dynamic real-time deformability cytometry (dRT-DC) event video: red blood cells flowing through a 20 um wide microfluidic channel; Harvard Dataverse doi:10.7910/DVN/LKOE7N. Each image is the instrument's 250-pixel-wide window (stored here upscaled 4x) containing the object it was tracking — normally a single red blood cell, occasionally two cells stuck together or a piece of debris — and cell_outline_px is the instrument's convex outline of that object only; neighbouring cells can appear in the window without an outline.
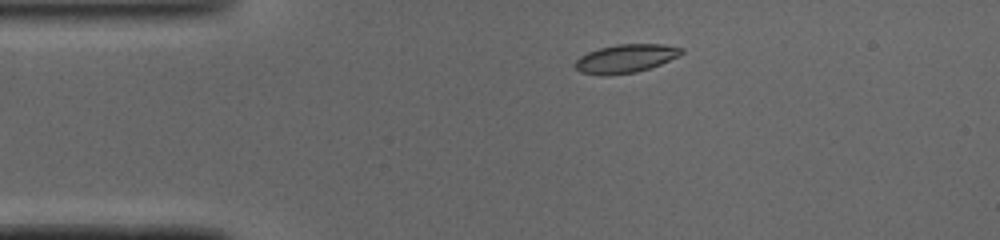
{"species": "common noctule bat (a hibernating species)", "species_latin": "Nyctalus noctula", "temperature_condition": "cold", "stored_images_in_passage": 40, "camera_frame_rate_fps": 3000, "um_per_image_px": 0.085, "animal": {"sex": "male", "body_mass_g": 19.0, "forearm_length_mm": 50.8}, "frame": {"image": 1, "passage_image": 1, "time_ms": 0.0, "image_size_px": [1000, 240], "cell_outline_px": [[684, 52], [660, 64], [636, 72], [608, 76], [600, 76], [580, 72], [576, 68], [576, 60], [580, 56], [588, 52], [600, 48], [616, 44], [664, 44], [684, 48]], "centroid_in_image_um": [53.16, 4.98], "position_along_channel_um": 31.8, "area_um2": 17.57}}
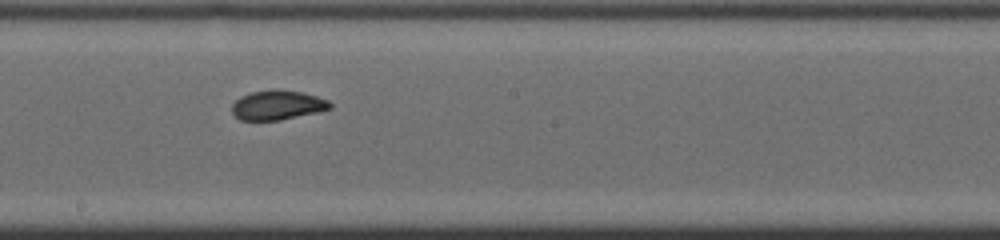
{"frame": {"image": 2, "passage_image": 18, "time_ms": 5.667, "image_size_px": [1000, 240], "cell_outline_px": [[332, 108], [316, 112], [280, 120], [240, 120], [232, 112], [232, 104], [240, 96], [252, 92], [276, 88], [300, 92], [316, 96], [328, 100], [332, 104]], "centroid_in_image_um": [23.57, 8.92], "position_along_channel_um": 224.6, "area_um2": 16.82}}
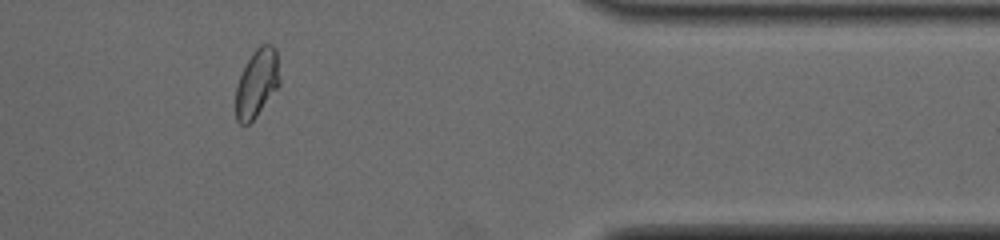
{"frame": {"image": 3, "passage_image": 32, "time_ms": 10.333, "image_size_px": [1000, 240], "cell_outline_px": [[280, 84], [256, 116], [248, 124], [240, 124], [236, 120], [236, 88], [240, 76], [252, 52], [260, 44], [272, 44], [276, 48], [280, 80]], "centroid_in_image_um": [21.84, 7.04], "position_along_channel_um": 389.6, "area_um2": 17.28}, "authors_computed_cell_mechanics": {"area_um2": 17.1666, "velocity_mm_per_s": 4.0777, "shape_relaxation_time_tau1_ms": 3.5132, "shape_relaxation_time_tau2_ms": 1.1249, "deformation_change_tau1": 0.1426, "deformation_change_tau2": 0.0457}}